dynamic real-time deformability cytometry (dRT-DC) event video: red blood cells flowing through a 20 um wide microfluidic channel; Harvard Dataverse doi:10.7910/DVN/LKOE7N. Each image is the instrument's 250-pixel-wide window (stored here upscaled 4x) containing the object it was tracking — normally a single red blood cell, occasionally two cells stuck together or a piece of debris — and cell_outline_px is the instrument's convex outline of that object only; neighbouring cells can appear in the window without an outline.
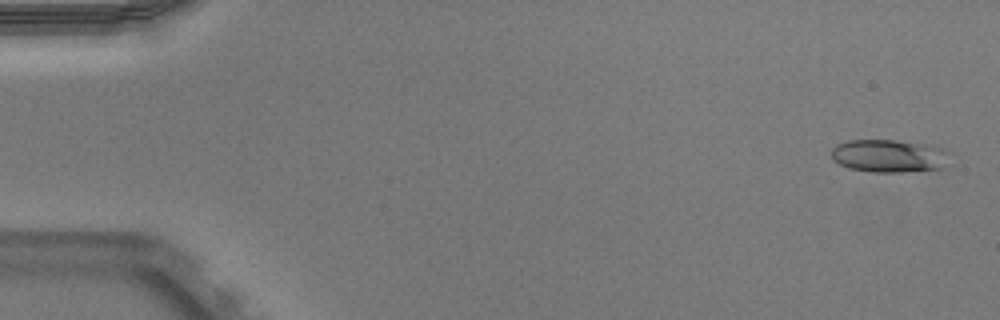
{"species": "Egyptian fruit bat (a non-hibernating species)", "species_latin": "Rousettus aegyptiacus", "temperature_condition": "warm", "stored_images_in_passage": 49, "camera_frame_rate_fps": 3000, "um_per_image_px": 0.085, "animal": {"sex": "male"}, "frame": {"image": 1, "passage_image": 2, "time_ms": 0.333, "image_size_px": [1000, 320], "cell_outline_px": [[948, 152], [940, 168], [900, 172], [872, 172], [848, 168], [832, 160], [828, 152], [836, 144], [848, 140], [892, 140], [924, 144], [940, 148]], "centroid_in_image_um": [75.41, 13.24], "position_along_channel_um": 9.6, "area_um2": 22.37}}
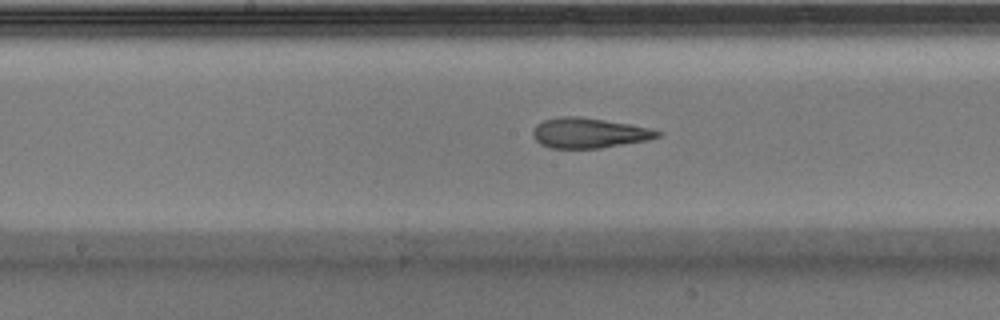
{"frame": {"image": 2, "passage_image": 27, "time_ms": 8.667, "image_size_px": [1000, 320], "cell_outline_px": [[664, 132], [660, 136], [648, 140], [600, 148], [552, 148], [540, 144], [532, 136], [532, 132], [536, 124], [544, 120], [560, 116], [580, 116], [632, 124]], "centroid_in_image_um": [50.06, 11.29], "position_along_channel_um": 198.1, "area_um2": 22.02}}
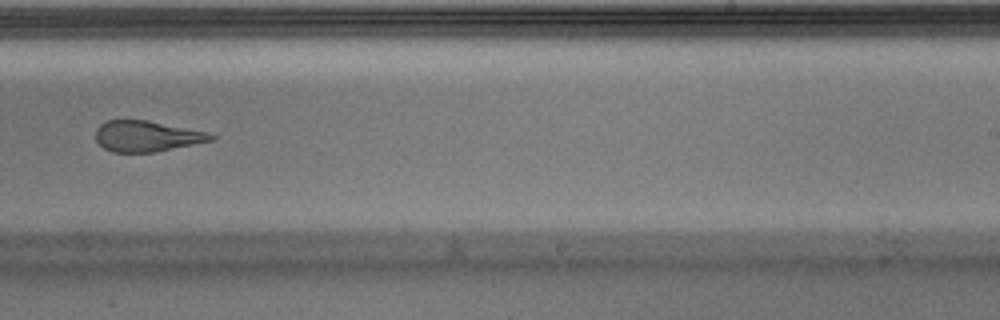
{"frame": {"image": 3, "passage_image": 33, "time_ms": 10.667, "image_size_px": [1000, 320], "cell_outline_px": [[216, 140], [156, 152], [112, 152], [104, 148], [96, 140], [96, 128], [100, 124], [108, 120], [148, 120], [208, 132], [216, 136]], "centroid_in_image_um": [12.51, 11.58], "position_along_channel_um": 276.5, "area_um2": 20.87}}